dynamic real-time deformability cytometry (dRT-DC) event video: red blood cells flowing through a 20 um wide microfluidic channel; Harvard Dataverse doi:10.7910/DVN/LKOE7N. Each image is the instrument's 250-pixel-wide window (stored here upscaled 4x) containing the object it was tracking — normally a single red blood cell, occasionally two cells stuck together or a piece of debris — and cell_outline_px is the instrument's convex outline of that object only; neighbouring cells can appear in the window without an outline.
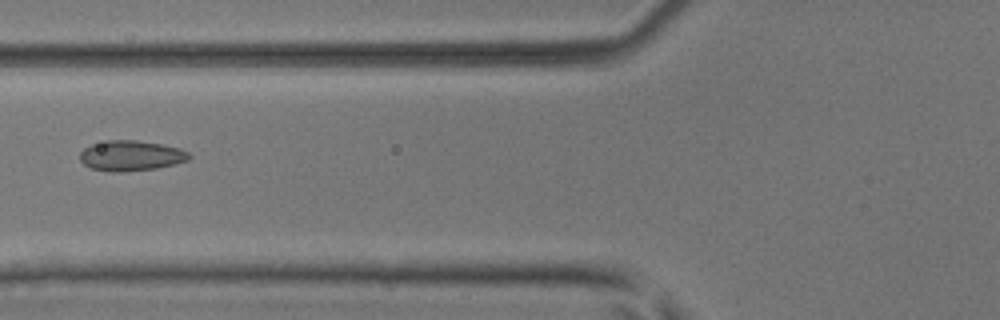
{"species": "common noctule bat (a hibernating species)", "species_latin": "Nyctalus noctula", "temperature_condition": "room temperature", "stored_images_in_passage": 5, "camera_frame_rate_fps": 3000, "um_per_image_px": 0.085, "animal": {"sex": "male", "body_mass_g": 17.9, "forearm_length_mm": 54.2}, "frame": {"image": 1, "passage_image": 4, "time_ms": 1.0, "image_size_px": [1000, 320], "cell_outline_px": [[192, 156], [188, 160], [156, 168], [120, 172], [108, 172], [92, 168], [84, 164], [80, 160], [80, 152], [84, 148], [92, 144], [108, 140], [136, 140], [160, 144], [180, 148], [188, 152]], "centroid_in_image_um": [11.11, 13.23], "position_along_channel_um": 114.7, "area_um2": 19.19}}
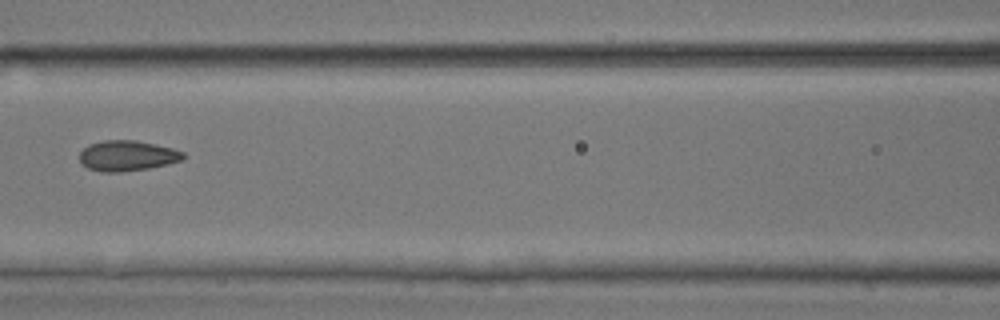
{"frame": {"image": 2, "passage_image": 5, "time_ms": 1.333, "image_size_px": [1000, 320], "cell_outline_px": [[188, 156], [184, 160], [168, 164], [148, 168], [120, 172], [100, 172], [88, 168], [80, 160], [80, 152], [88, 144], [104, 140], [136, 140], [156, 144], [172, 148], [184, 152]], "centroid_in_image_um": [10.86, 13.23], "position_along_channel_um": 155.7, "area_um2": 18.55}}